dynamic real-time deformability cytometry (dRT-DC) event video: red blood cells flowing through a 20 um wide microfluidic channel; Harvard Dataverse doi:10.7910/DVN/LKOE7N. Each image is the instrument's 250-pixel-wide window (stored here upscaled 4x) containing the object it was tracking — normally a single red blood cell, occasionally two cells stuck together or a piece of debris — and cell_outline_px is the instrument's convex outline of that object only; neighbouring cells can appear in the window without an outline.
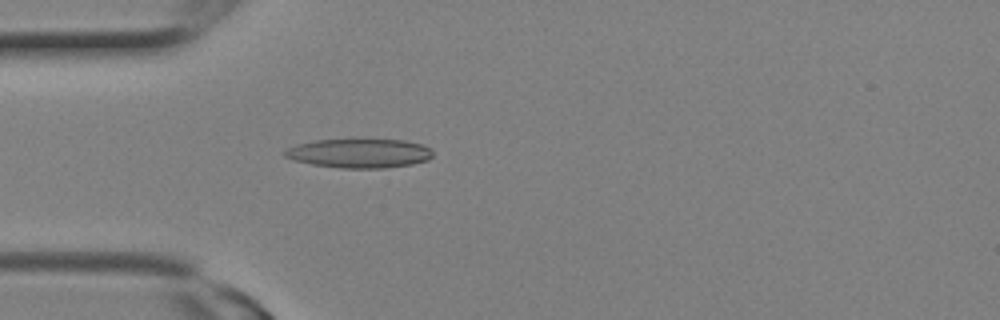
{"species": "Egyptian fruit bat (a non-hibernating species)", "species_latin": "Rousettus aegyptiacus", "temperature_condition": "room temperature", "stored_images_in_passage": 8, "camera_frame_rate_fps": 3000, "um_per_image_px": 0.085, "animal": {"sex": "female"}, "frame": {"image": 1, "passage_image": 2, "time_ms": 0.333, "image_size_px": [1000, 320], "cell_outline_px": [[432, 156], [428, 160], [412, 164], [384, 168], [344, 168], [312, 164], [292, 160], [284, 156], [280, 152], [284, 148], [296, 144], [316, 140], [348, 136], [360, 136], [404, 140], [420, 144], [432, 148]], "centroid_in_image_um": [30.49, 12.96], "position_along_channel_um": 54.5, "area_um2": 26.65}}
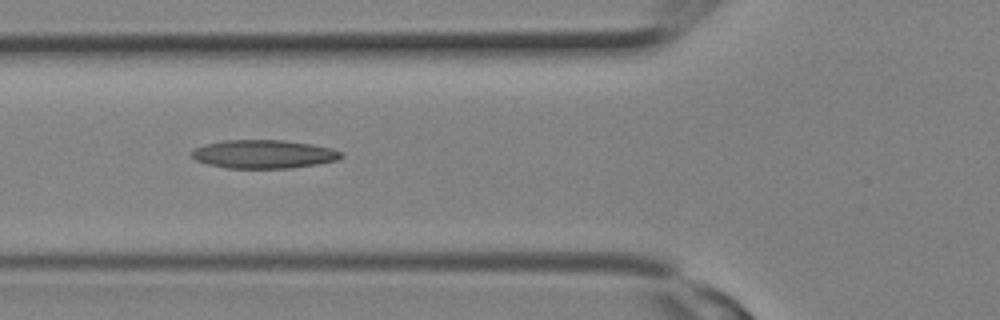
{"frame": {"image": 2, "passage_image": 4, "time_ms": 1.0, "image_size_px": [1000, 320], "cell_outline_px": [[344, 156], [340, 160], [292, 168], [228, 168], [208, 164], [196, 160], [192, 156], [192, 152], [196, 148], [204, 144], [224, 140], [284, 140], [312, 144], [332, 148], [340, 152]], "centroid_in_image_um": [22.45, 13.1], "position_along_channel_um": 103.4, "area_um2": 24.8}}
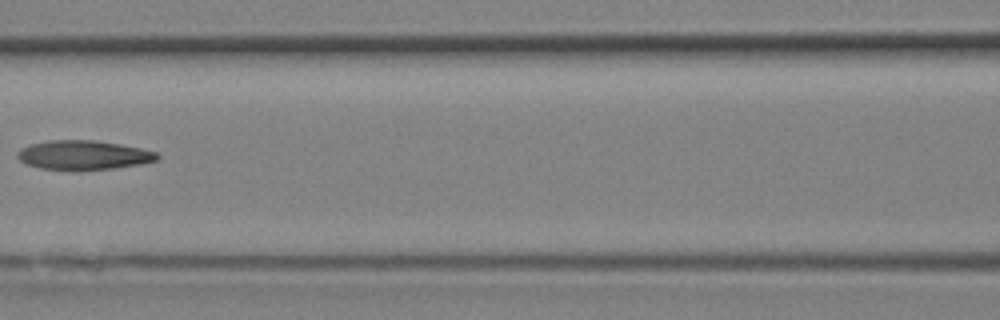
{"frame": {"image": 3, "passage_image": 6, "time_ms": 1.667, "image_size_px": [1000, 320], "cell_outline_px": [[160, 156], [156, 160], [140, 164], [116, 168], [40, 168], [28, 164], [20, 160], [16, 156], [16, 152], [20, 148], [32, 144], [48, 140], [92, 140], [120, 144], [140, 148], [156, 152]], "centroid_in_image_um": [7.09, 13.15], "position_along_channel_um": 159.5, "area_um2": 23.12}}